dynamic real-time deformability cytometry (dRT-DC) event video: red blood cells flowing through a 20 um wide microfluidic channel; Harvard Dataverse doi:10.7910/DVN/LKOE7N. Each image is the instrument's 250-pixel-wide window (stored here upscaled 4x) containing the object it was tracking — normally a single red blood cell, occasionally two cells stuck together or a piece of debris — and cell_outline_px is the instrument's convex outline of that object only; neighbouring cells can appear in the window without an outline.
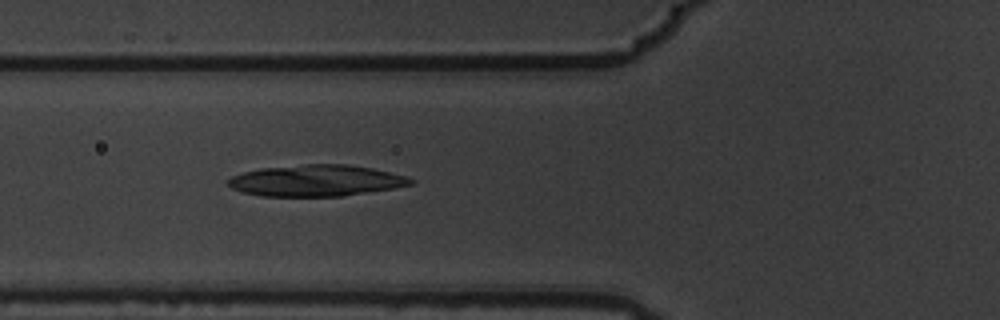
{"species": "common noctule bat (a hibernating species)", "species_latin": "Nyctalus noctula", "temperature_condition": "warm", "stored_images_in_passage": 6, "camera_frame_rate_fps": 3000, "um_per_image_px": 0.085, "animal": {"sex": "male", "body_mass_g": 19.5, "forearm_length_mm": 54.6}, "frame": {"image": 1, "passage_image": 6, "time_ms": 1.667, "image_size_px": [1000, 320], "cell_outline_px": [[416, 180], [412, 184], [396, 188], [344, 196], [260, 196], [244, 192], [232, 188], [228, 184], [228, 180], [232, 176], [244, 172], [260, 168], [304, 164], [348, 164], [372, 168], [408, 176]], "centroid_in_image_um": [26.92, 15.35], "position_along_channel_um": 98.9, "area_um2": 33.52}}